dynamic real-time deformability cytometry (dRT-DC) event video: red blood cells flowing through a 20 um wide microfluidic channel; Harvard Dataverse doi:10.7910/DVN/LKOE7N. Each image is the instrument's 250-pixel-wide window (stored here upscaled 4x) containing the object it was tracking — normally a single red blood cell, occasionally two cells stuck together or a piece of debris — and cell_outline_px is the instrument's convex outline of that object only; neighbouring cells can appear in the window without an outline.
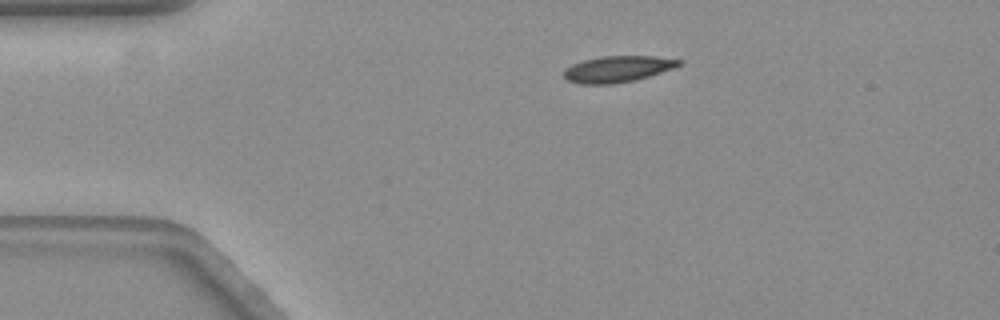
{"species": "common noctule bat (a hibernating species)", "species_latin": "Nyctalus noctula", "temperature_condition": "warm", "stored_images_in_passage": 34, "camera_frame_rate_fps": 3000, "um_per_image_px": 0.085, "animal": {"sex": "female", "body_mass_g": 19.3, "forearm_length_mm": 54.1}, "frame": {"image": 1, "passage_image": 1, "time_ms": 0.0, "image_size_px": [1000, 320], "cell_outline_px": [[684, 60], [680, 64], [672, 68], [636, 80], [612, 84], [580, 84], [568, 80], [564, 76], [564, 68], [572, 64], [584, 60], [600, 56], [656, 56]], "centroid_in_image_um": [52.48, 5.86], "position_along_channel_um": 32.5, "area_um2": 17.57}}
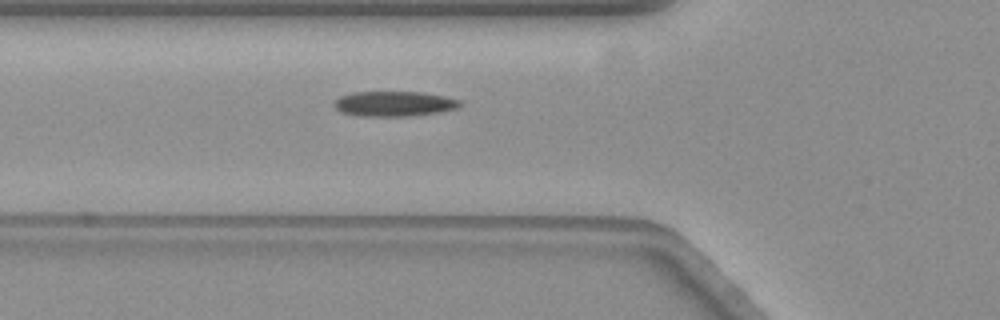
{"frame": {"image": 2, "passage_image": 10, "time_ms": 3.0, "image_size_px": [1000, 320], "cell_outline_px": [[464, 104], [456, 108], [436, 112], [408, 116], [360, 116], [340, 112], [332, 104], [340, 96], [352, 92], [424, 92], [444, 96], [460, 100]], "centroid_in_image_um": [33.48, 8.81], "position_along_channel_um": 92.3, "area_um2": 18.38}}